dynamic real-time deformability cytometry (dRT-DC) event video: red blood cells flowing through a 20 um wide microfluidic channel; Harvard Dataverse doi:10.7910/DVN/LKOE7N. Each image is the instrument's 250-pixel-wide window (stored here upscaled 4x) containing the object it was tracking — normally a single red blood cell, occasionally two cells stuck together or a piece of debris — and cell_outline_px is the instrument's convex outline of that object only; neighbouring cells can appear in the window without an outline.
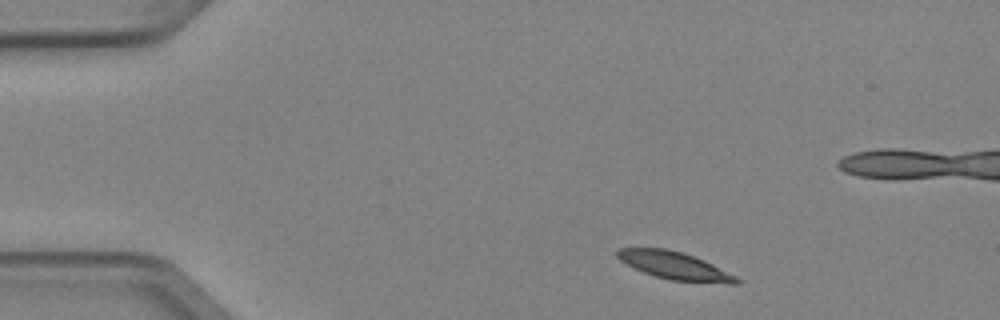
{"species": "Egyptian fruit bat (a non-hibernating species)", "species_latin": "Rousettus aegyptiacus", "temperature_condition": "cold", "stored_images_in_passage": 4, "segment_of_instrument_passage": [1, 2], "camera_frame_rate_fps": 3000, "um_per_image_px": 0.085, "animal": {"sex": "female"}, "frame": {"image": 1, "passage_image": 1, "time_ms": 0.0, "image_size_px": [1000, 320], "cell_outline_px": [[740, 284], [732, 284], [672, 280], [656, 276], [644, 272], [620, 260], [616, 256], [616, 248], [664, 248], [684, 252], [704, 260], [736, 276], [740, 280]], "centroid_in_image_um": [57.36, 22.57], "position_along_channel_um": 27.6, "area_um2": 19.02}}